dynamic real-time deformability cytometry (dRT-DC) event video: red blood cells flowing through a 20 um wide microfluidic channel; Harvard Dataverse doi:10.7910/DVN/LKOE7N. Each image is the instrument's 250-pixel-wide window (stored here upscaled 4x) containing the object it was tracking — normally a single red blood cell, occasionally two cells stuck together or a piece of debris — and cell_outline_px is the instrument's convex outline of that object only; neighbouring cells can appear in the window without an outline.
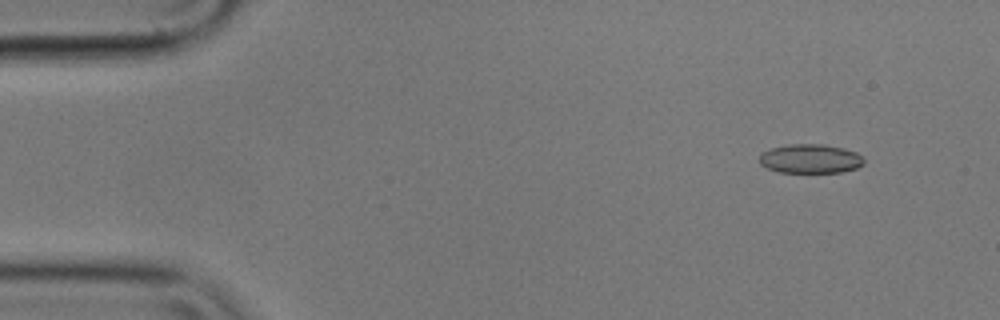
{"species": "common noctule bat (a hibernating species)", "species_latin": "Nyctalus noctula", "temperature_condition": "cold", "stored_images_in_passage": 56, "camera_frame_rate_fps": 3000, "um_per_image_px": 0.085, "animal": {"sex": "male", "body_mass_g": 17.9}, "frame": {"image": 1, "passage_image": 5, "time_ms": 1.333, "image_size_px": [1000, 320], "cell_outline_px": [[864, 164], [856, 168], [840, 172], [780, 172], [768, 168], [760, 164], [760, 156], [764, 152], [772, 148], [788, 144], [824, 144], [844, 148], [856, 152], [864, 160]], "centroid_in_image_um": [68.9, 13.48], "position_along_channel_um": 16.1, "area_um2": 17.57}}
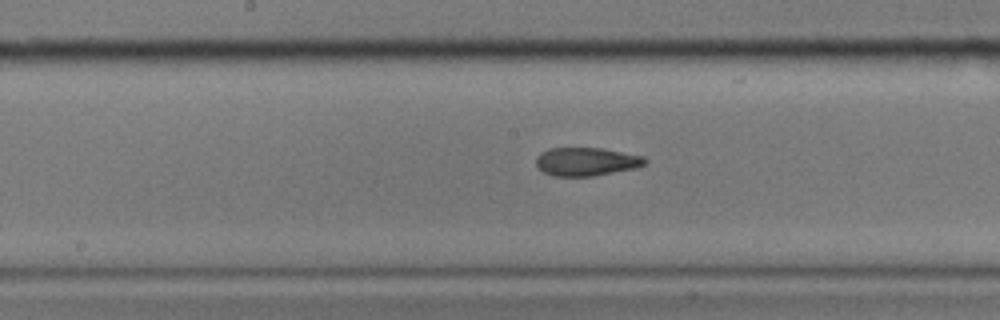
{"frame": {"image": 2, "passage_image": 28, "time_ms": 9.0, "image_size_px": [1000, 320], "cell_outline_px": [[648, 160], [644, 164], [636, 168], [592, 176], [552, 176], [544, 172], [536, 164], [536, 156], [540, 152], [548, 148], [600, 148], [644, 156]], "centroid_in_image_um": [49.82, 13.73], "position_along_channel_um": 198.4, "area_um2": 17.98}}
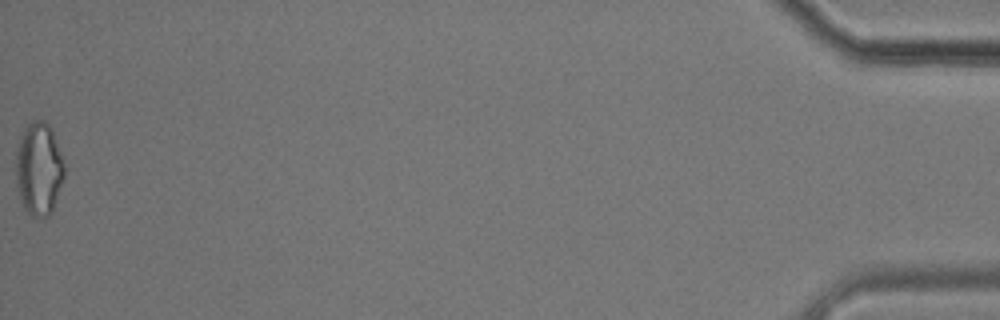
{"frame": {"image": 3, "passage_image": 56, "time_ms": 18.333, "image_size_px": [1000, 320], "cell_outline_px": [[64, 176], [52, 212], [48, 216], [32, 216], [24, 208], [20, 200], [16, 184], [16, 148], [24, 128], [32, 120], [44, 120], [52, 128], [64, 156]], "centroid_in_image_um": [3.31, 14.31], "position_along_channel_um": 431.9, "area_um2": 26.65}, "authors_computed_cell_mechanics": {"area_um2": 18.4671, "velocity_mm_per_s": 3.5614, "shape_relaxation_time_tau1_ms": 8.472, "shape_relaxation_time_tau2_ms": 3.7099, "deformation_change_tau1": 0.1617, "deformation_change_tau2": 0.1355}}